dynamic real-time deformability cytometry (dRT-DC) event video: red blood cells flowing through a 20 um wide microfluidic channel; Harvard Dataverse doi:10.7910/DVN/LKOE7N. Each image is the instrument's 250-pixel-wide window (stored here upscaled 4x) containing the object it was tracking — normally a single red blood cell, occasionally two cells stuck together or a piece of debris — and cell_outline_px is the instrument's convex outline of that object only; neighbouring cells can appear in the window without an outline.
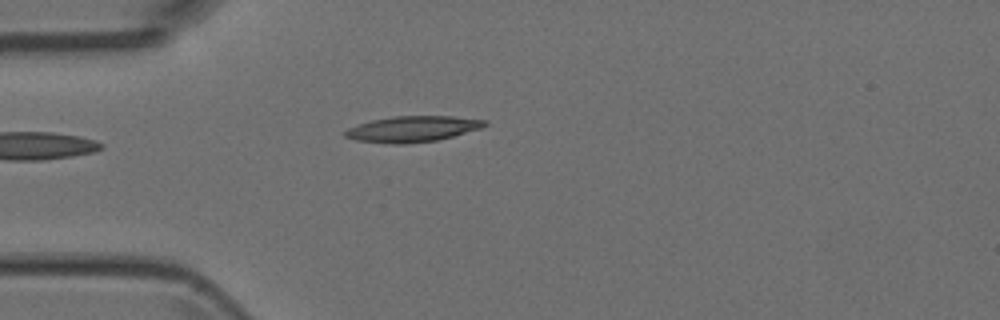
{"species": "Egyptian fruit bat (a non-hibernating species)", "species_latin": "Rousettus aegyptiacus", "temperature_condition": "room temperature", "stored_images_in_passage": 4, "camera_frame_rate_fps": 3000, "um_per_image_px": 0.085, "animal": {"sex": "female"}, "frame": {"image": 1, "passage_image": 4, "time_ms": 4.333, "image_size_px": [1000, 320], "cell_outline_px": [[488, 124], [480, 128], [452, 136], [436, 140], [404, 144], [392, 144], [356, 140], [344, 136], [344, 132], [348, 128], [372, 120], [392, 116], [452, 116], [488, 120]], "centroid_in_image_um": [35.07, 10.96], "position_along_channel_um": 49.9, "area_um2": 20.87}}